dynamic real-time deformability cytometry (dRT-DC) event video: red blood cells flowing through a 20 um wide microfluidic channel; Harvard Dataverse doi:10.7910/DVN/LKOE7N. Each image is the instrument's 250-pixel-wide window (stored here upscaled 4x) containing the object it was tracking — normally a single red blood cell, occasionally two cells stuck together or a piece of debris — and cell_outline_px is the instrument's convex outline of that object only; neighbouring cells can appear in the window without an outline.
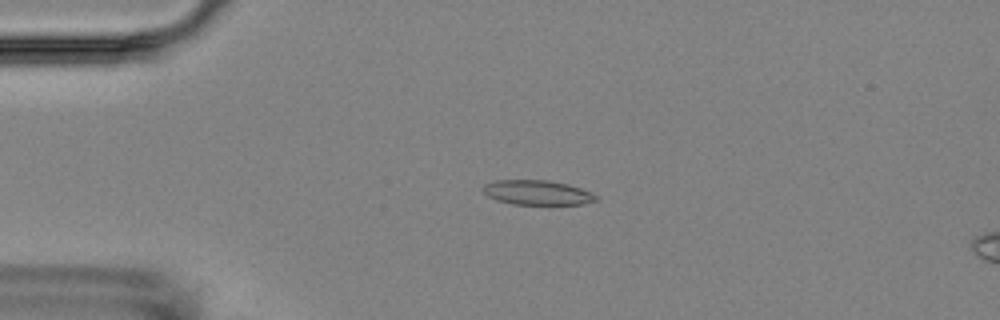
{"species": "Egyptian fruit bat (a non-hibernating species)", "species_latin": "Rousettus aegyptiacus", "temperature_condition": "room temperature", "stored_images_in_passage": 4, "camera_frame_rate_fps": 3000, "um_per_image_px": 0.085, "animal": {"sex": "female"}, "frame": {"image": 1, "passage_image": 3, "time_ms": 3.333, "image_size_px": [1000, 320], "cell_outline_px": [[596, 200], [584, 204], [512, 204], [496, 200], [488, 196], [480, 188], [484, 184], [496, 180], [548, 180], [568, 184], [592, 192], [596, 196]], "centroid_in_image_um": [45.63, 16.36], "position_along_channel_um": 39.4, "area_um2": 16.24}}